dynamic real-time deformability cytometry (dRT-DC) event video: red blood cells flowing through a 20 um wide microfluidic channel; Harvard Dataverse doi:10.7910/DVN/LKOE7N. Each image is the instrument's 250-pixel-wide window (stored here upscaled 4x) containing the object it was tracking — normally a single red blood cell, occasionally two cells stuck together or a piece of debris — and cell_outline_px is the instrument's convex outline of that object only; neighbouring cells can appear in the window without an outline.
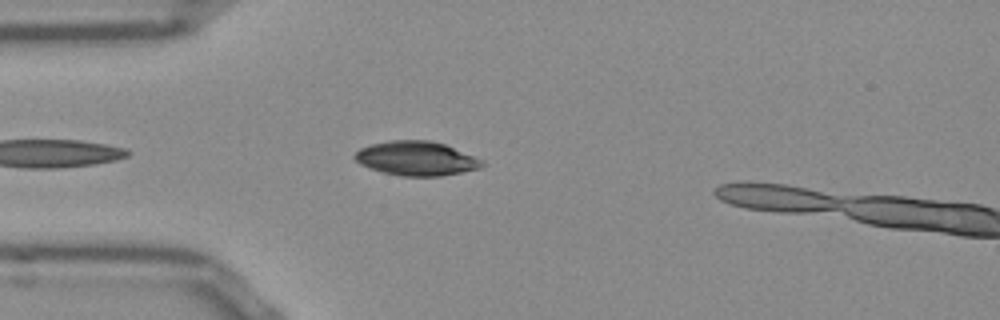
{"species": "Egyptian fruit bat (a non-hibernating species)", "species_latin": "Rousettus aegyptiacus", "temperature_condition": "room temperature", "stored_images_in_passage": 4, "camera_frame_rate_fps": 3000, "um_per_image_px": 0.085, "frame": {"image": 1, "passage_image": 2, "time_ms": 0.333, "image_size_px": [1000, 320], "cell_outline_px": [[484, 164], [480, 168], [440, 176], [400, 176], [380, 172], [360, 164], [352, 156], [360, 148], [372, 144], [388, 140], [428, 140], [444, 144], [472, 156], [480, 160]], "centroid_in_image_um": [35.32, 13.47], "position_along_channel_um": 49.7, "area_um2": 25.14}}